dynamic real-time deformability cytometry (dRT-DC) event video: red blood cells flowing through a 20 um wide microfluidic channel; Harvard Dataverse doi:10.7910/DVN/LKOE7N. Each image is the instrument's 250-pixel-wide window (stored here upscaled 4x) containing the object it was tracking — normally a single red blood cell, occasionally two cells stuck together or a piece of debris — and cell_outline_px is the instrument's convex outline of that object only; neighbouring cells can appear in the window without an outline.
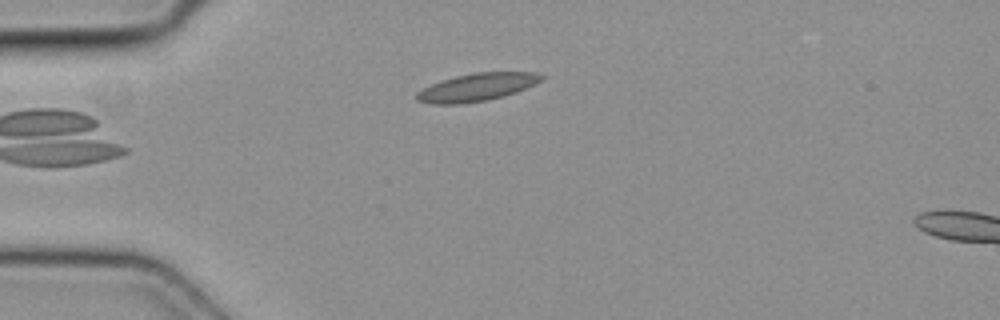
{"species": "common noctule bat (a hibernating species)", "species_latin": "Nyctalus noctula", "temperature_condition": "cold", "stored_images_in_passage": 3, "camera_frame_rate_fps": 3000, "um_per_image_px": 0.085, "animal": {"sex": "female", "body_mass_g": 19.3, "forearm_length_mm": 54.1}, "frame": {"image": 1, "passage_image": 3, "time_ms": 0.667, "image_size_px": [1000, 320], "cell_outline_px": [[548, 76], [536, 84], [516, 92], [504, 96], [488, 100], [460, 104], [432, 104], [416, 100], [416, 92], [432, 84], [456, 76], [472, 72], [540, 72]], "centroid_in_image_um": [40.61, 7.4], "position_along_channel_um": 44.4, "area_um2": 20.35}}